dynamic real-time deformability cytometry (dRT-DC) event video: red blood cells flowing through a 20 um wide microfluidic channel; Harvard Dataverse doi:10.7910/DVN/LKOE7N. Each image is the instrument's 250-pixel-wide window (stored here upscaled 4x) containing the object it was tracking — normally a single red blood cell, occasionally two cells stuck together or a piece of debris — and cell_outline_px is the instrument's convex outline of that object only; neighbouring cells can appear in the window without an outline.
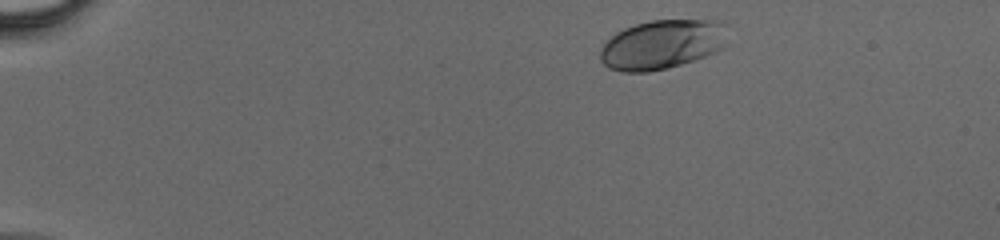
{"species": "human", "species_latin": "Homo sapiens", "temperature_condition": "cold", "stored_images_in_passage": 40, "camera_frame_rate_fps": 3000, "um_per_image_px": 0.085, "donor": {"sex": "male"}, "frame": {"image": 1, "passage_image": 2, "time_ms": 0.333, "image_size_px": [1000, 240], "cell_outline_px": [[728, 44], [724, 48], [716, 52], [680, 64], [648, 72], [620, 72], [608, 68], [600, 60], [600, 48], [616, 32], [624, 28], [636, 24], [652, 20], [720, 20], [728, 24]], "centroid_in_image_um": [56.34, 3.76], "position_along_channel_um": 28.7, "area_um2": 37.11}}
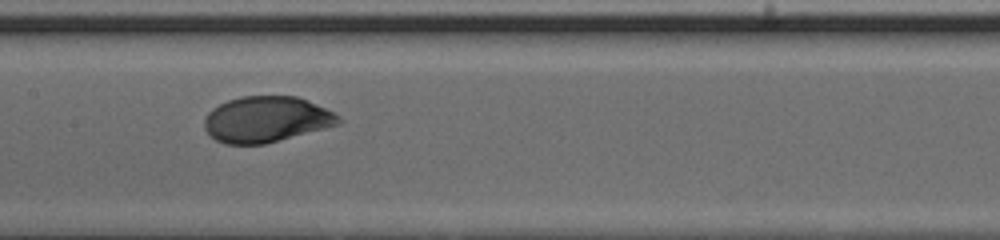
{"frame": {"image": 2, "passage_image": 19, "time_ms": 6.0, "image_size_px": [1000, 240], "cell_outline_px": [[344, 120], [340, 124], [264, 144], [224, 144], [216, 140], [204, 128], [204, 120], [208, 112], [212, 108], [228, 100], [240, 96], [296, 96], [316, 104], [340, 116]], "centroid_in_image_um": [22.63, 10.14], "position_along_channel_um": 184.8, "area_um2": 35.72}}
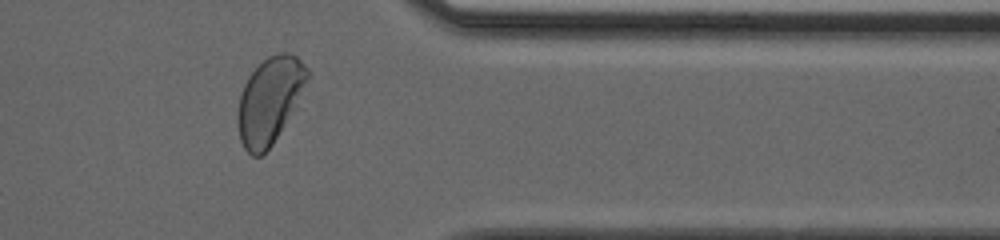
{"frame": {"image": 3, "passage_image": 33, "time_ms": 10.667, "image_size_px": [1000, 240], "cell_outline_px": [[312, 76], [272, 144], [260, 156], [252, 156], [244, 148], [240, 140], [236, 120], [236, 116], [240, 96], [244, 84], [248, 76], [268, 56], [280, 52], [288, 52], [296, 56], [312, 72]], "centroid_in_image_um": [22.92, 8.5], "position_along_channel_um": 388.5, "area_um2": 34.8}}